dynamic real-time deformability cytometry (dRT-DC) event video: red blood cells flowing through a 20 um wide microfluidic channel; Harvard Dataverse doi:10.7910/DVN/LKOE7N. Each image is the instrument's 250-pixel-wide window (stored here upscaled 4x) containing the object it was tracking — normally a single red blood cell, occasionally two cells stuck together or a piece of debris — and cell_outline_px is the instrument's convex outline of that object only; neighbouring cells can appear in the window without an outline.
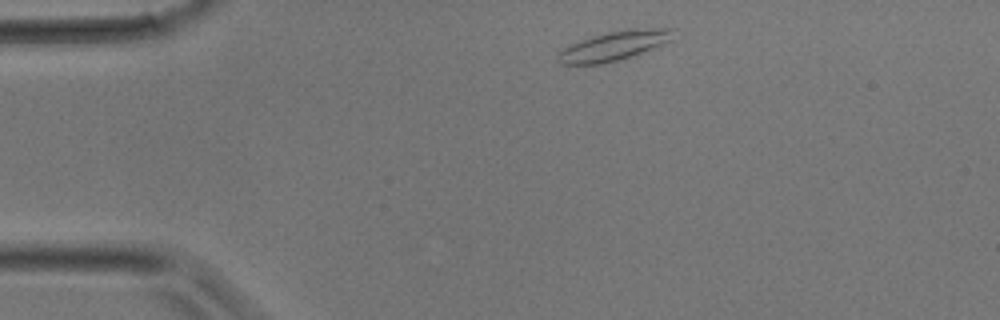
{"species": "common noctule bat (a hibernating species)", "species_latin": "Nyctalus noctula", "temperature_condition": "room temperature", "stored_images_in_passage": 31, "camera_frame_rate_fps": 3000, "um_per_image_px": 0.085, "animal": {"sex": "male", "body_mass_g": 17.9}, "frame": {"image": 1, "passage_image": 2, "time_ms": 0.333, "image_size_px": [1000, 320], "cell_outline_px": [[676, 28], [672, 40], [652, 48], [616, 60], [600, 64], [560, 64], [556, 60], [556, 52], [560, 48], [568, 44], [592, 36], [608, 32], [628, 28]], "centroid_in_image_um": [52.12, 3.87], "position_along_channel_um": 32.9, "area_um2": 19.83}}
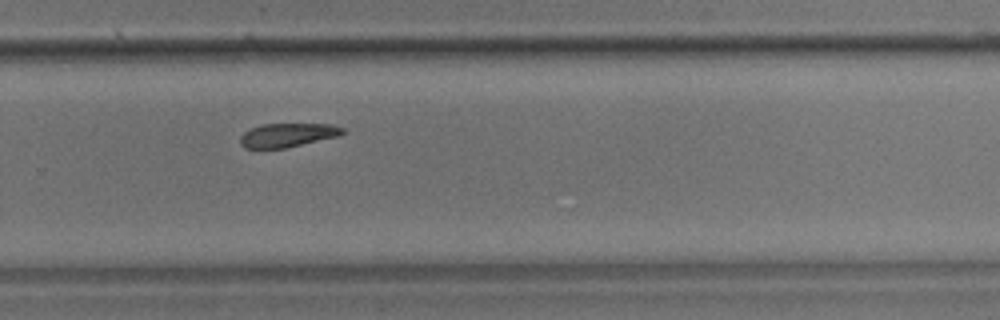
{"frame": {"image": 2, "passage_image": 19, "time_ms": 6.0, "image_size_px": [1000, 320], "cell_outline_px": [[348, 132], [340, 136], [284, 148], [244, 148], [240, 144], [240, 136], [244, 132], [260, 124], [328, 124], [344, 128]], "centroid_in_image_um": [24.47, 11.48], "position_along_channel_um": 305.3, "area_um2": 14.28}}
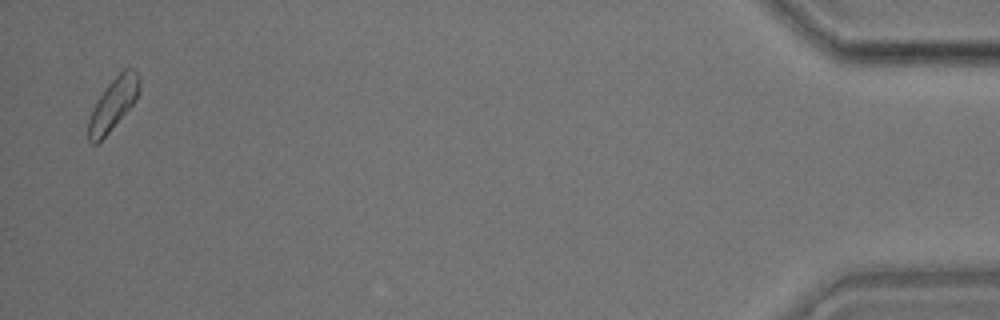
{"frame": {"image": 3, "passage_image": 30, "time_ms": 9.667, "image_size_px": [1000, 320], "cell_outline_px": [[140, 92], [136, 100], [108, 132], [96, 144], [92, 144], [88, 140], [88, 120], [92, 108], [108, 84], [124, 68], [132, 68], [136, 72], [140, 80]], "centroid_in_image_um": [9.62, 8.83], "position_along_channel_um": 425.6, "area_um2": 15.14}}